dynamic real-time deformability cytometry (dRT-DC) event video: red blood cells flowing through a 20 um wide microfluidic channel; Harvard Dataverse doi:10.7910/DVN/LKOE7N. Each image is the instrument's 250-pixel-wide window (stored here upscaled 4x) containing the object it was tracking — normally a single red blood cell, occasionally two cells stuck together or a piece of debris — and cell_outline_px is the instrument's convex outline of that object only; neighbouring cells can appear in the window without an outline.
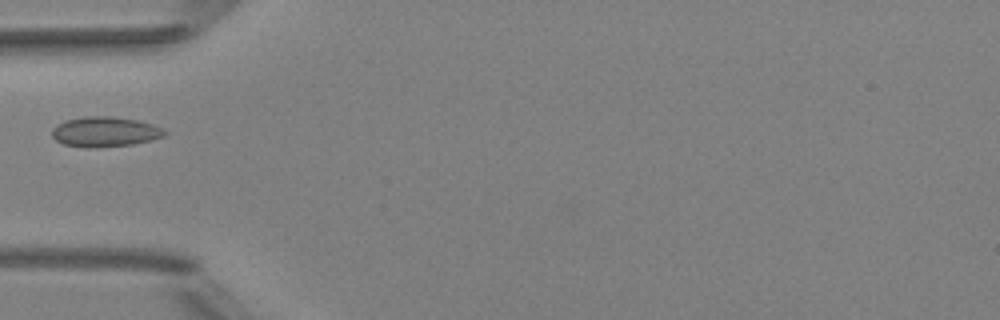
{"species": "Egyptian fruit bat (a non-hibernating species)", "species_latin": "Rousettus aegyptiacus", "temperature_condition": "room temperature", "stored_images_in_passage": 7, "camera_frame_rate_fps": 3000, "um_per_image_px": 0.085, "animal": {"sex": "female"}, "frame": {"image": 1, "passage_image": 6, "time_ms": 1.667, "image_size_px": [1000, 320], "cell_outline_px": [[168, 132], [164, 136], [132, 144], [84, 148], [64, 144], [56, 140], [52, 136], [52, 128], [56, 124], [64, 120], [84, 116], [108, 116], [136, 120], [152, 124]], "centroid_in_image_um": [8.86, 11.19], "position_along_channel_um": 76.1, "area_um2": 19.54}}
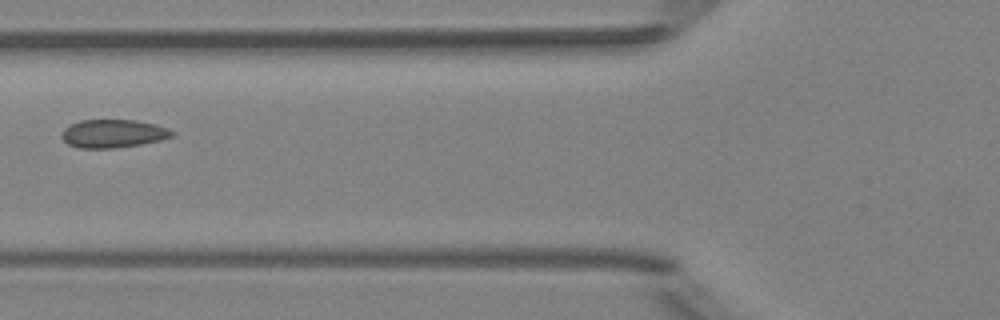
{"frame": {"image": 2, "passage_image": 7, "time_ms": 2.0, "image_size_px": [1000, 320], "cell_outline_px": [[176, 136], [160, 140], [140, 144], [116, 148], [76, 148], [68, 144], [60, 136], [64, 128], [80, 120], [136, 120], [156, 124], [168, 128], [176, 132]], "centroid_in_image_um": [9.65, 11.35], "position_along_channel_um": 116.2, "area_um2": 18.32}}